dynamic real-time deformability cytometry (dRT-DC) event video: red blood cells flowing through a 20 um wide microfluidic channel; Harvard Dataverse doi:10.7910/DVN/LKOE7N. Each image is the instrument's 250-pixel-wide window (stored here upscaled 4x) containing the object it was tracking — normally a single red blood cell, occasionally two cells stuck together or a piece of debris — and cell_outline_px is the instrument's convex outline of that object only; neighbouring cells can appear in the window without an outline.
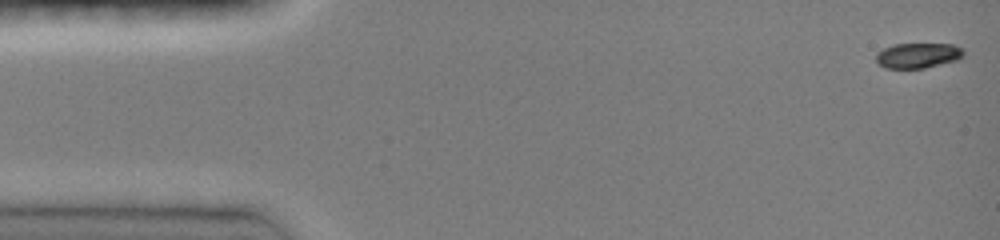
{"species": "common noctule bat (a hibernating species)", "species_latin": "Nyctalus noctula", "temperature_condition": "room temperature", "stored_images_in_passage": 48, "camera_frame_rate_fps": 3000, "um_per_image_px": 0.085, "animal": {"sex": "female", "body_mass_g": 19.0, "forearm_length_mm": 51.5}, "frame": {"image": 1, "passage_image": 1, "time_ms": 0.0, "image_size_px": [1000, 240], "cell_outline_px": [[964, 56], [956, 60], [924, 68], [884, 68], [876, 60], [876, 52], [884, 48], [896, 44], [952, 44], [960, 48], [964, 52]], "centroid_in_image_um": [78.0, 4.71], "position_along_channel_um": 7.0, "area_um2": 12.72}}
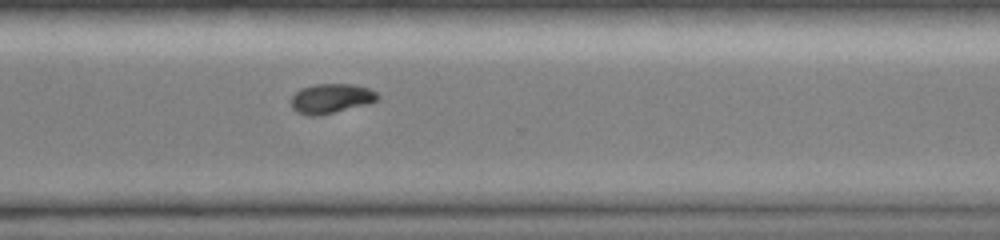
{"frame": {"image": 2, "passage_image": 35, "time_ms": 11.333, "image_size_px": [1000, 240], "cell_outline_px": [[380, 96], [376, 100], [368, 104], [320, 116], [312, 116], [296, 112], [292, 108], [292, 96], [300, 88], [316, 84], [352, 84], [368, 88], [376, 92]], "centroid_in_image_um": [28.14, 8.38], "position_along_channel_um": 342.5, "area_um2": 14.97}}
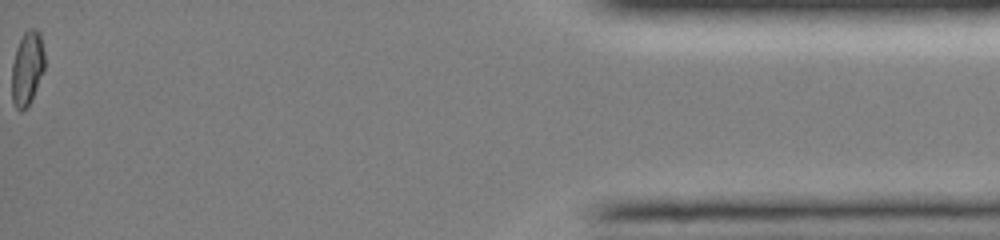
{"frame": {"image": 3, "passage_image": 48, "time_ms": 15.667, "image_size_px": [1000, 240], "cell_outline_px": [[44, 72], [32, 100], [20, 112], [16, 108], [12, 100], [12, 64], [16, 48], [24, 32], [28, 28], [36, 28], [40, 32], [44, 52]], "centroid_in_image_um": [2.32, 5.78], "position_along_channel_um": 432.9, "area_um2": 14.33}, "authors_computed_cell_mechanics": {"area_um2": 14.9991, "velocity_mm_per_s": 4.0316, "shape_relaxation_time_tau1_ms": 2.8939, "shape_relaxation_time_tau2_ms": null, "deformation_change_tau1": 0.1396, "deformation_change_tau2": null}}